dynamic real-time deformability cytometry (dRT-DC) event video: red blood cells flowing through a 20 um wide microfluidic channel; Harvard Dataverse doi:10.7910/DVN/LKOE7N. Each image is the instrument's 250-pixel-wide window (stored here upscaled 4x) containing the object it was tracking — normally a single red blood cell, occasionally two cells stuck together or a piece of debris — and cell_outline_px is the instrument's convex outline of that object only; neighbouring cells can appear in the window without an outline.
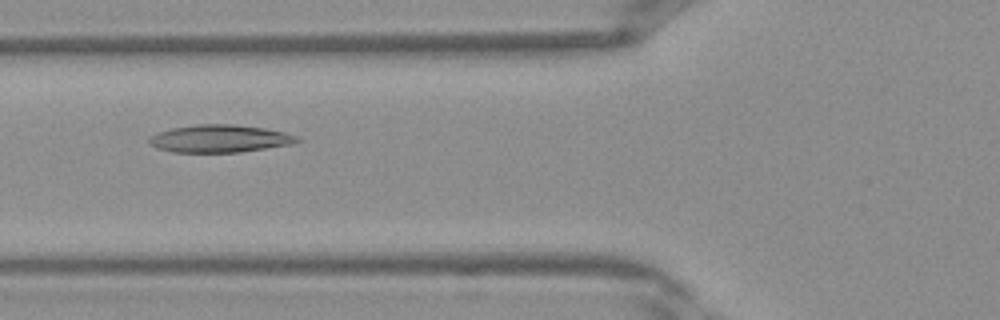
{"species": "Egyptian fruit bat (a non-hibernating species)", "species_latin": "Rousettus aegyptiacus", "temperature_condition": "warm", "stored_images_in_passage": 33, "camera_frame_rate_fps": 3000, "um_per_image_px": 0.085, "frame": {"image": 1, "passage_image": 8, "time_ms": 2.333, "image_size_px": [1000, 320], "cell_outline_px": [[304, 140], [292, 144], [240, 152], [172, 152], [156, 148], [148, 144], [148, 136], [172, 128], [196, 124], [236, 124], [264, 128], [284, 132], [296, 136]], "centroid_in_image_um": [18.66, 11.78], "position_along_channel_um": 107.1, "area_um2": 23.93}}
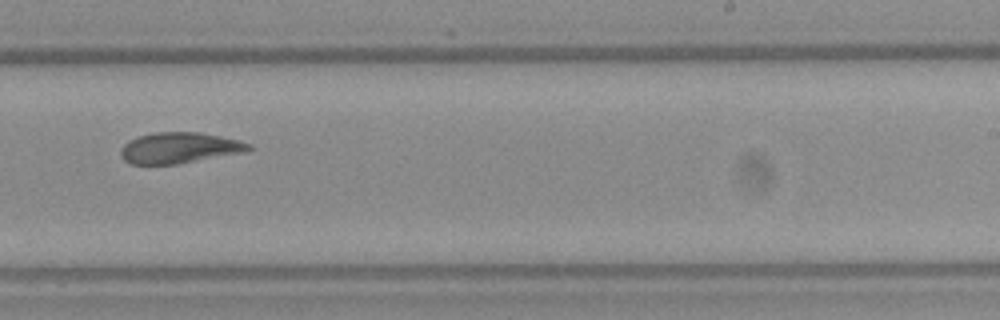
{"frame": {"image": 2, "passage_image": 18, "time_ms": 5.667, "image_size_px": [1000, 320], "cell_outline_px": [[252, 148], [244, 152], [176, 164], [132, 164], [124, 160], [120, 156], [120, 152], [124, 144], [128, 140], [152, 132], [200, 132], [220, 136], [252, 144]], "centroid_in_image_um": [15.22, 12.56], "position_along_channel_um": 273.8, "area_um2": 22.89}}
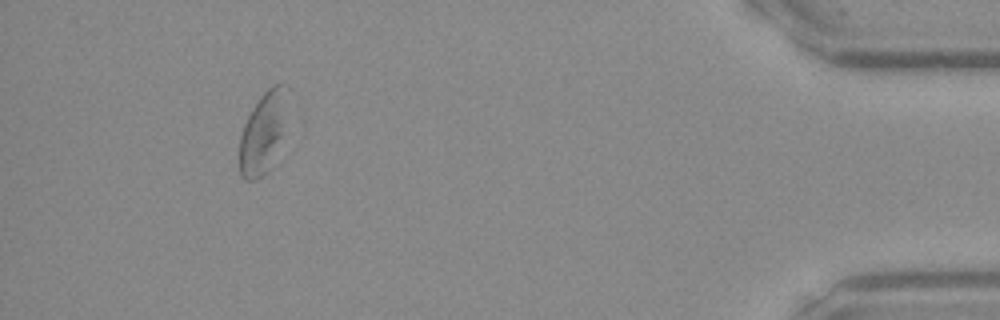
{"frame": {"image": 3, "passage_image": 30, "time_ms": 9.667, "image_size_px": [1000, 320], "cell_outline_px": [[292, 88], [280, 136], [264, 172], [256, 180], [244, 180], [240, 176], [240, 136], [244, 124], [252, 108], [260, 96], [272, 84], [288, 84]], "centroid_in_image_um": [22.35, 11.11], "position_along_channel_um": 412.8, "area_um2": 22.08}}